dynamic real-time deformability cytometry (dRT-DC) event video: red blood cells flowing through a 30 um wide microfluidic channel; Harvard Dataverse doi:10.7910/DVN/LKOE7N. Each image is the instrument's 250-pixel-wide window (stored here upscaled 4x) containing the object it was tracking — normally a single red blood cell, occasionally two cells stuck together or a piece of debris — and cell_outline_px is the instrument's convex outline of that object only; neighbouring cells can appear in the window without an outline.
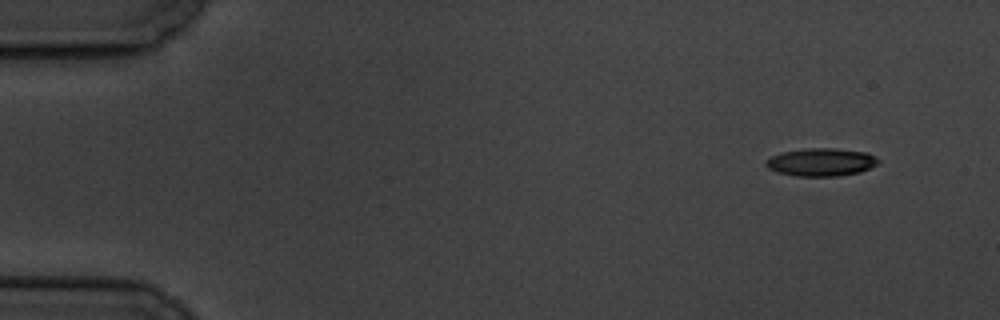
{"species": "common noctule bat (a hibernating species)", "species_latin": "Nyctalus noctula", "temperature_condition": "cold", "stored_images_in_passage": 4, "camera_frame_rate_fps": 3000, "um_per_image_px": 0.085, "animal": {"sex": "male", "body_mass_g": 19.5, "forearm_length_mm": 54.6}, "frame": {"image": 1, "passage_image": 1, "time_ms": 0.0, "image_size_px": [1000, 320], "cell_outline_px": [[880, 160], [876, 164], [860, 172], [836, 176], [796, 176], [776, 172], [768, 168], [764, 164], [764, 160], [780, 152], [804, 148], [836, 148], [868, 152], [876, 156]], "centroid_in_image_um": [69.77, 13.77], "position_along_channel_um": 15.2, "area_um2": 18.5}}
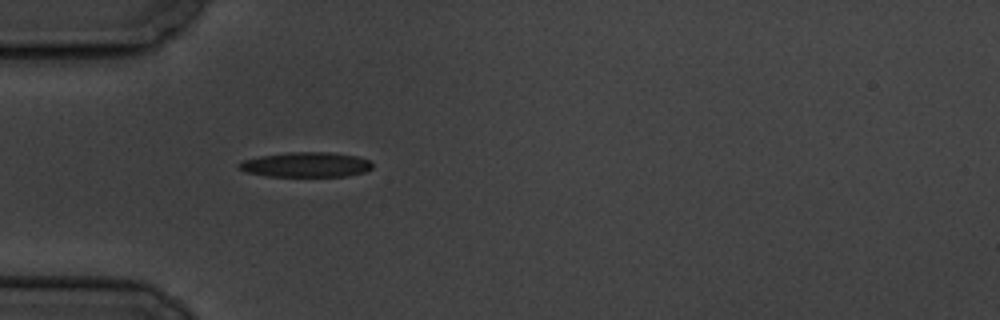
{"frame": {"image": 2, "passage_image": 4, "time_ms": 4.333, "image_size_px": [1000, 320], "cell_outline_px": [[372, 168], [364, 172], [344, 176], [268, 176], [244, 172], [236, 164], [240, 160], [260, 156], [288, 152], [332, 152], [356, 156], [372, 160]], "centroid_in_image_um": [25.99, 13.99], "position_along_channel_um": 59.0, "area_um2": 19.54}}